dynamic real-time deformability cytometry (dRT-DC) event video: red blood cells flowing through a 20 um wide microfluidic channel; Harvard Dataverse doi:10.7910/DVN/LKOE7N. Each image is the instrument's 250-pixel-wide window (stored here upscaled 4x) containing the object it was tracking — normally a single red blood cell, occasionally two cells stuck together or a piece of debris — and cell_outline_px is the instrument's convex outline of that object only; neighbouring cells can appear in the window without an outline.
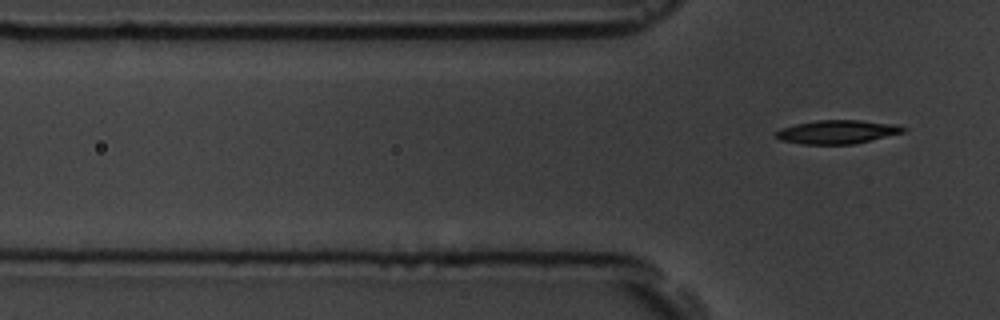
{"species": "common noctule bat (a hibernating species)", "species_latin": "Nyctalus noctula", "temperature_condition": "room temperature", "stored_images_in_passage": 4, "segment_of_instrument_passage": [2, 2], "camera_frame_rate_fps": 3000, "um_per_image_px": 0.085, "animal": {"sex": "male", "body_mass_g": 19.5, "forearm_length_mm": 54.6}, "frame": {"image": 1, "passage_image": 4, "time_ms": 3.667, "image_size_px": [1000, 320], "cell_outline_px": [[908, 128], [904, 132], [852, 144], [804, 144], [780, 140], [776, 136], [776, 132], [780, 128], [796, 124], [816, 120], [860, 120], [896, 124]], "centroid_in_image_um": [71.17, 11.2], "position_along_channel_um": 54.6, "area_um2": 17.4}}